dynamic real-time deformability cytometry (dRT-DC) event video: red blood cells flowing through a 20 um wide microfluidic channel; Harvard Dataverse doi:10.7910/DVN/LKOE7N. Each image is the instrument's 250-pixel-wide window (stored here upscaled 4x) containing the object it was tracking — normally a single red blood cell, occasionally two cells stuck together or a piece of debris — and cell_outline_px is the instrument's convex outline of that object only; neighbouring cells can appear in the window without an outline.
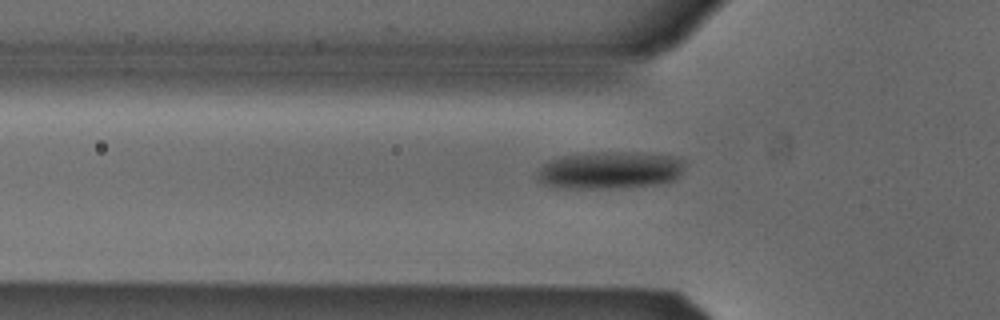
{"species": "Egyptian fruit bat (a non-hibernating species)", "species_latin": "Rousettus aegyptiacus", "temperature_condition": "cold", "stored_images_in_passage": 34, "camera_frame_rate_fps": 3000, "um_per_image_px": 0.085, "animal": {"sex": "male"}, "frame": {"image": 1, "passage_image": 6, "time_ms": 1.667, "image_size_px": [1000, 320], "cell_outline_px": [[684, 168], [680, 176], [676, 180], [656, 184], [620, 188], [552, 188], [536, 180], [536, 172], [548, 160], [564, 156], [596, 152], [640, 152], [672, 156], [684, 160]], "centroid_in_image_um": [51.82, 14.47], "position_along_channel_um": 74.0, "area_um2": 32.54}}
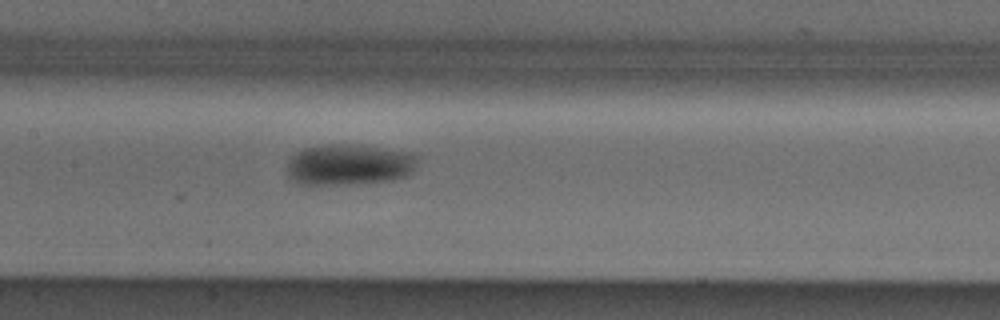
{"frame": {"image": 2, "passage_image": 14, "time_ms": 4.333, "image_size_px": [1000, 320], "cell_outline_px": [[420, 156], [412, 172], [408, 176], [392, 180], [360, 184], [300, 184], [292, 180], [288, 176], [288, 160], [296, 152], [304, 148], [324, 144], [352, 144], [412, 152]], "centroid_in_image_um": [29.71, 13.99], "position_along_channel_um": 177.7, "area_um2": 31.62}}
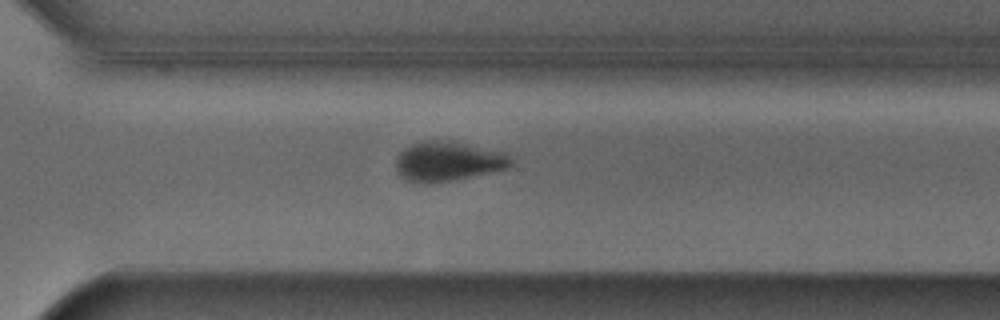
{"frame": {"image": 3, "passage_image": 26, "time_ms": 8.333, "image_size_px": [1000, 320], "cell_outline_px": [[512, 164], [508, 168], [456, 180], [428, 184], [420, 184], [408, 180], [396, 172], [396, 160], [400, 152], [404, 148], [420, 140], [452, 140], [508, 152], [512, 156]], "centroid_in_image_um": [38.11, 13.7], "position_along_channel_um": 332.5, "area_um2": 27.28}}